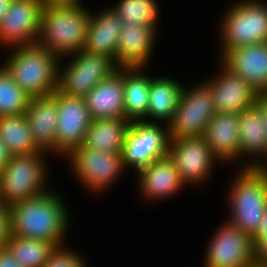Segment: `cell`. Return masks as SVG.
Listing matches in <instances>:
<instances>
[{
    "instance_id": "obj_1",
    "label": "cell",
    "mask_w": 267,
    "mask_h": 267,
    "mask_svg": "<svg viewBox=\"0 0 267 267\" xmlns=\"http://www.w3.org/2000/svg\"><path fill=\"white\" fill-rule=\"evenodd\" d=\"M66 209L60 196L50 190L14 203L9 206L11 234L62 246L70 221Z\"/></svg>"
},
{
    "instance_id": "obj_2",
    "label": "cell",
    "mask_w": 267,
    "mask_h": 267,
    "mask_svg": "<svg viewBox=\"0 0 267 267\" xmlns=\"http://www.w3.org/2000/svg\"><path fill=\"white\" fill-rule=\"evenodd\" d=\"M91 15L81 3L43 7L37 44L57 57L76 54L85 46Z\"/></svg>"
},
{
    "instance_id": "obj_3",
    "label": "cell",
    "mask_w": 267,
    "mask_h": 267,
    "mask_svg": "<svg viewBox=\"0 0 267 267\" xmlns=\"http://www.w3.org/2000/svg\"><path fill=\"white\" fill-rule=\"evenodd\" d=\"M3 67L30 97H44L58 89L59 58L37 43L15 47Z\"/></svg>"
},
{
    "instance_id": "obj_4",
    "label": "cell",
    "mask_w": 267,
    "mask_h": 267,
    "mask_svg": "<svg viewBox=\"0 0 267 267\" xmlns=\"http://www.w3.org/2000/svg\"><path fill=\"white\" fill-rule=\"evenodd\" d=\"M240 170L229 193V221L253 238L267 209V178L258 167Z\"/></svg>"
},
{
    "instance_id": "obj_5",
    "label": "cell",
    "mask_w": 267,
    "mask_h": 267,
    "mask_svg": "<svg viewBox=\"0 0 267 267\" xmlns=\"http://www.w3.org/2000/svg\"><path fill=\"white\" fill-rule=\"evenodd\" d=\"M43 153L44 151H39L31 154L13 155L12 159L0 171V200L4 205L9 207L21 200L34 198L49 190L44 185L47 169L43 156L41 157Z\"/></svg>"
},
{
    "instance_id": "obj_6",
    "label": "cell",
    "mask_w": 267,
    "mask_h": 267,
    "mask_svg": "<svg viewBox=\"0 0 267 267\" xmlns=\"http://www.w3.org/2000/svg\"><path fill=\"white\" fill-rule=\"evenodd\" d=\"M221 24L220 57L237 47L267 42V4L258 0L236 2Z\"/></svg>"
},
{
    "instance_id": "obj_7",
    "label": "cell",
    "mask_w": 267,
    "mask_h": 267,
    "mask_svg": "<svg viewBox=\"0 0 267 267\" xmlns=\"http://www.w3.org/2000/svg\"><path fill=\"white\" fill-rule=\"evenodd\" d=\"M162 128L152 120L130 121L121 152L124 167H135L138 172L153 161L168 155V125L164 130Z\"/></svg>"
},
{
    "instance_id": "obj_8",
    "label": "cell",
    "mask_w": 267,
    "mask_h": 267,
    "mask_svg": "<svg viewBox=\"0 0 267 267\" xmlns=\"http://www.w3.org/2000/svg\"><path fill=\"white\" fill-rule=\"evenodd\" d=\"M215 113L213 96L205 82L189 91L183 87L176 112L168 124L170 139L203 136Z\"/></svg>"
},
{
    "instance_id": "obj_9",
    "label": "cell",
    "mask_w": 267,
    "mask_h": 267,
    "mask_svg": "<svg viewBox=\"0 0 267 267\" xmlns=\"http://www.w3.org/2000/svg\"><path fill=\"white\" fill-rule=\"evenodd\" d=\"M75 56V57H74ZM58 69V91L70 97H85L98 83L118 69L110 57L81 50Z\"/></svg>"
},
{
    "instance_id": "obj_10",
    "label": "cell",
    "mask_w": 267,
    "mask_h": 267,
    "mask_svg": "<svg viewBox=\"0 0 267 267\" xmlns=\"http://www.w3.org/2000/svg\"><path fill=\"white\" fill-rule=\"evenodd\" d=\"M224 224L209 242L204 266L257 267L253 238L230 221Z\"/></svg>"
},
{
    "instance_id": "obj_11",
    "label": "cell",
    "mask_w": 267,
    "mask_h": 267,
    "mask_svg": "<svg viewBox=\"0 0 267 267\" xmlns=\"http://www.w3.org/2000/svg\"><path fill=\"white\" fill-rule=\"evenodd\" d=\"M66 156L79 181L93 192L107 189L124 169L121 153H104L81 145Z\"/></svg>"
},
{
    "instance_id": "obj_12",
    "label": "cell",
    "mask_w": 267,
    "mask_h": 267,
    "mask_svg": "<svg viewBox=\"0 0 267 267\" xmlns=\"http://www.w3.org/2000/svg\"><path fill=\"white\" fill-rule=\"evenodd\" d=\"M58 122L56 128V153L68 154L84 144L92 122L85 97H70L56 90Z\"/></svg>"
},
{
    "instance_id": "obj_13",
    "label": "cell",
    "mask_w": 267,
    "mask_h": 267,
    "mask_svg": "<svg viewBox=\"0 0 267 267\" xmlns=\"http://www.w3.org/2000/svg\"><path fill=\"white\" fill-rule=\"evenodd\" d=\"M42 9L37 0H11L0 21V44L13 48L36 44Z\"/></svg>"
},
{
    "instance_id": "obj_14",
    "label": "cell",
    "mask_w": 267,
    "mask_h": 267,
    "mask_svg": "<svg viewBox=\"0 0 267 267\" xmlns=\"http://www.w3.org/2000/svg\"><path fill=\"white\" fill-rule=\"evenodd\" d=\"M168 155L185 185L206 179L217 159L202 136L170 139Z\"/></svg>"
},
{
    "instance_id": "obj_15",
    "label": "cell",
    "mask_w": 267,
    "mask_h": 267,
    "mask_svg": "<svg viewBox=\"0 0 267 267\" xmlns=\"http://www.w3.org/2000/svg\"><path fill=\"white\" fill-rule=\"evenodd\" d=\"M206 84L213 96L215 112L241 114L255 106L260 96L248 82L236 76L223 64L220 75Z\"/></svg>"
},
{
    "instance_id": "obj_16",
    "label": "cell",
    "mask_w": 267,
    "mask_h": 267,
    "mask_svg": "<svg viewBox=\"0 0 267 267\" xmlns=\"http://www.w3.org/2000/svg\"><path fill=\"white\" fill-rule=\"evenodd\" d=\"M222 64L248 82L260 95H267V42L228 51Z\"/></svg>"
},
{
    "instance_id": "obj_17",
    "label": "cell",
    "mask_w": 267,
    "mask_h": 267,
    "mask_svg": "<svg viewBox=\"0 0 267 267\" xmlns=\"http://www.w3.org/2000/svg\"><path fill=\"white\" fill-rule=\"evenodd\" d=\"M156 33L155 28L148 25L123 24L117 41L116 66L144 68L150 58Z\"/></svg>"
},
{
    "instance_id": "obj_18",
    "label": "cell",
    "mask_w": 267,
    "mask_h": 267,
    "mask_svg": "<svg viewBox=\"0 0 267 267\" xmlns=\"http://www.w3.org/2000/svg\"><path fill=\"white\" fill-rule=\"evenodd\" d=\"M123 93L124 68H118L85 96L92 120L124 118Z\"/></svg>"
},
{
    "instance_id": "obj_19",
    "label": "cell",
    "mask_w": 267,
    "mask_h": 267,
    "mask_svg": "<svg viewBox=\"0 0 267 267\" xmlns=\"http://www.w3.org/2000/svg\"><path fill=\"white\" fill-rule=\"evenodd\" d=\"M24 115L36 146L41 151L56 152L57 99L52 94L30 98Z\"/></svg>"
},
{
    "instance_id": "obj_20",
    "label": "cell",
    "mask_w": 267,
    "mask_h": 267,
    "mask_svg": "<svg viewBox=\"0 0 267 267\" xmlns=\"http://www.w3.org/2000/svg\"><path fill=\"white\" fill-rule=\"evenodd\" d=\"M212 154L219 161H233L239 157V114L216 112L202 136Z\"/></svg>"
},
{
    "instance_id": "obj_21",
    "label": "cell",
    "mask_w": 267,
    "mask_h": 267,
    "mask_svg": "<svg viewBox=\"0 0 267 267\" xmlns=\"http://www.w3.org/2000/svg\"><path fill=\"white\" fill-rule=\"evenodd\" d=\"M139 185L147 198L160 199L172 196L184 183L169 155L157 159L138 171Z\"/></svg>"
},
{
    "instance_id": "obj_22",
    "label": "cell",
    "mask_w": 267,
    "mask_h": 267,
    "mask_svg": "<svg viewBox=\"0 0 267 267\" xmlns=\"http://www.w3.org/2000/svg\"><path fill=\"white\" fill-rule=\"evenodd\" d=\"M123 22L119 15L110 8L100 14L91 15L84 51L110 57L115 62L117 41Z\"/></svg>"
},
{
    "instance_id": "obj_23",
    "label": "cell",
    "mask_w": 267,
    "mask_h": 267,
    "mask_svg": "<svg viewBox=\"0 0 267 267\" xmlns=\"http://www.w3.org/2000/svg\"><path fill=\"white\" fill-rule=\"evenodd\" d=\"M129 124L126 118L92 120L83 145L104 153H121Z\"/></svg>"
},
{
    "instance_id": "obj_24",
    "label": "cell",
    "mask_w": 267,
    "mask_h": 267,
    "mask_svg": "<svg viewBox=\"0 0 267 267\" xmlns=\"http://www.w3.org/2000/svg\"><path fill=\"white\" fill-rule=\"evenodd\" d=\"M142 67L124 68V118L147 122L151 78L143 75Z\"/></svg>"
},
{
    "instance_id": "obj_25",
    "label": "cell",
    "mask_w": 267,
    "mask_h": 267,
    "mask_svg": "<svg viewBox=\"0 0 267 267\" xmlns=\"http://www.w3.org/2000/svg\"><path fill=\"white\" fill-rule=\"evenodd\" d=\"M182 90L183 85L171 78H151L146 119L167 120L168 125L176 112Z\"/></svg>"
},
{
    "instance_id": "obj_26",
    "label": "cell",
    "mask_w": 267,
    "mask_h": 267,
    "mask_svg": "<svg viewBox=\"0 0 267 267\" xmlns=\"http://www.w3.org/2000/svg\"><path fill=\"white\" fill-rule=\"evenodd\" d=\"M262 122L260 106L248 108L239 114V156L248 154L267 158V132Z\"/></svg>"
},
{
    "instance_id": "obj_27",
    "label": "cell",
    "mask_w": 267,
    "mask_h": 267,
    "mask_svg": "<svg viewBox=\"0 0 267 267\" xmlns=\"http://www.w3.org/2000/svg\"><path fill=\"white\" fill-rule=\"evenodd\" d=\"M0 138L13 155L41 151L34 142L24 114L0 117Z\"/></svg>"
},
{
    "instance_id": "obj_28",
    "label": "cell",
    "mask_w": 267,
    "mask_h": 267,
    "mask_svg": "<svg viewBox=\"0 0 267 267\" xmlns=\"http://www.w3.org/2000/svg\"><path fill=\"white\" fill-rule=\"evenodd\" d=\"M57 246L44 240L9 237L5 248L23 267H43Z\"/></svg>"
},
{
    "instance_id": "obj_29",
    "label": "cell",
    "mask_w": 267,
    "mask_h": 267,
    "mask_svg": "<svg viewBox=\"0 0 267 267\" xmlns=\"http://www.w3.org/2000/svg\"><path fill=\"white\" fill-rule=\"evenodd\" d=\"M112 7L123 24L148 25L155 29L158 20V5L155 0H120Z\"/></svg>"
},
{
    "instance_id": "obj_30",
    "label": "cell",
    "mask_w": 267,
    "mask_h": 267,
    "mask_svg": "<svg viewBox=\"0 0 267 267\" xmlns=\"http://www.w3.org/2000/svg\"><path fill=\"white\" fill-rule=\"evenodd\" d=\"M30 97L13 80L8 71L0 67V117L22 115Z\"/></svg>"
},
{
    "instance_id": "obj_31",
    "label": "cell",
    "mask_w": 267,
    "mask_h": 267,
    "mask_svg": "<svg viewBox=\"0 0 267 267\" xmlns=\"http://www.w3.org/2000/svg\"><path fill=\"white\" fill-rule=\"evenodd\" d=\"M84 261L80 255L66 250L62 245L55 248L43 267H87Z\"/></svg>"
},
{
    "instance_id": "obj_32",
    "label": "cell",
    "mask_w": 267,
    "mask_h": 267,
    "mask_svg": "<svg viewBox=\"0 0 267 267\" xmlns=\"http://www.w3.org/2000/svg\"><path fill=\"white\" fill-rule=\"evenodd\" d=\"M11 235L9 207L0 201V249L5 247Z\"/></svg>"
},
{
    "instance_id": "obj_33",
    "label": "cell",
    "mask_w": 267,
    "mask_h": 267,
    "mask_svg": "<svg viewBox=\"0 0 267 267\" xmlns=\"http://www.w3.org/2000/svg\"><path fill=\"white\" fill-rule=\"evenodd\" d=\"M255 262L257 267H267V232H263L255 241Z\"/></svg>"
},
{
    "instance_id": "obj_34",
    "label": "cell",
    "mask_w": 267,
    "mask_h": 267,
    "mask_svg": "<svg viewBox=\"0 0 267 267\" xmlns=\"http://www.w3.org/2000/svg\"><path fill=\"white\" fill-rule=\"evenodd\" d=\"M0 267H23L4 247L0 249Z\"/></svg>"
},
{
    "instance_id": "obj_35",
    "label": "cell",
    "mask_w": 267,
    "mask_h": 267,
    "mask_svg": "<svg viewBox=\"0 0 267 267\" xmlns=\"http://www.w3.org/2000/svg\"><path fill=\"white\" fill-rule=\"evenodd\" d=\"M13 154L0 138V171L12 159Z\"/></svg>"
},
{
    "instance_id": "obj_36",
    "label": "cell",
    "mask_w": 267,
    "mask_h": 267,
    "mask_svg": "<svg viewBox=\"0 0 267 267\" xmlns=\"http://www.w3.org/2000/svg\"><path fill=\"white\" fill-rule=\"evenodd\" d=\"M43 7L79 4L80 0H37Z\"/></svg>"
},
{
    "instance_id": "obj_37",
    "label": "cell",
    "mask_w": 267,
    "mask_h": 267,
    "mask_svg": "<svg viewBox=\"0 0 267 267\" xmlns=\"http://www.w3.org/2000/svg\"><path fill=\"white\" fill-rule=\"evenodd\" d=\"M256 103L260 106L262 122L265 124L267 132V95H260Z\"/></svg>"
},
{
    "instance_id": "obj_38",
    "label": "cell",
    "mask_w": 267,
    "mask_h": 267,
    "mask_svg": "<svg viewBox=\"0 0 267 267\" xmlns=\"http://www.w3.org/2000/svg\"><path fill=\"white\" fill-rule=\"evenodd\" d=\"M267 232V209L265 210L264 216L261 220L257 234L253 237V242L263 233Z\"/></svg>"
},
{
    "instance_id": "obj_39",
    "label": "cell",
    "mask_w": 267,
    "mask_h": 267,
    "mask_svg": "<svg viewBox=\"0 0 267 267\" xmlns=\"http://www.w3.org/2000/svg\"><path fill=\"white\" fill-rule=\"evenodd\" d=\"M248 167H258L262 173L264 174V176L267 178V164L266 163H262V162H249V164H245L244 168H248Z\"/></svg>"
},
{
    "instance_id": "obj_40",
    "label": "cell",
    "mask_w": 267,
    "mask_h": 267,
    "mask_svg": "<svg viewBox=\"0 0 267 267\" xmlns=\"http://www.w3.org/2000/svg\"><path fill=\"white\" fill-rule=\"evenodd\" d=\"M11 0H0V21L2 20L4 14L8 11V7Z\"/></svg>"
}]
</instances>
